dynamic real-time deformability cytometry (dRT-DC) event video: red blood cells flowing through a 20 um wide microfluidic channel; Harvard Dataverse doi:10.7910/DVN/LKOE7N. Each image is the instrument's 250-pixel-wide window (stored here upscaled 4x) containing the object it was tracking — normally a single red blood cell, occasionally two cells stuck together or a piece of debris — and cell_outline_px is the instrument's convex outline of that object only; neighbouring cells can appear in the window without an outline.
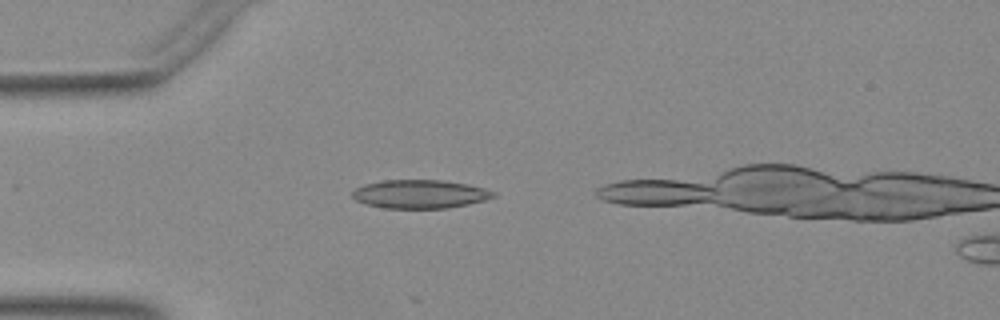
{"species": "Egyptian fruit bat (a non-hibernating species)", "species_latin": "Rousettus aegyptiacus", "temperature_condition": "warm", "stored_images_in_passage": 19, "camera_frame_rate_fps": 3000, "um_per_image_px": 0.085, "animal": {"sex": "female"}, "frame": {"image": 1, "passage_image": 3, "time_ms": 0.667, "image_size_px": [1000, 320], "cell_outline_px": [[496, 196], [484, 200], [468, 204], [448, 208], [384, 208], [364, 204], [356, 200], [352, 196], [352, 192], [356, 188], [364, 184], [384, 180], [444, 180], [468, 184], [484, 188], [496, 192]], "centroid_in_image_um": [35.69, 16.49], "position_along_channel_um": 49.3, "area_um2": 23.52}}
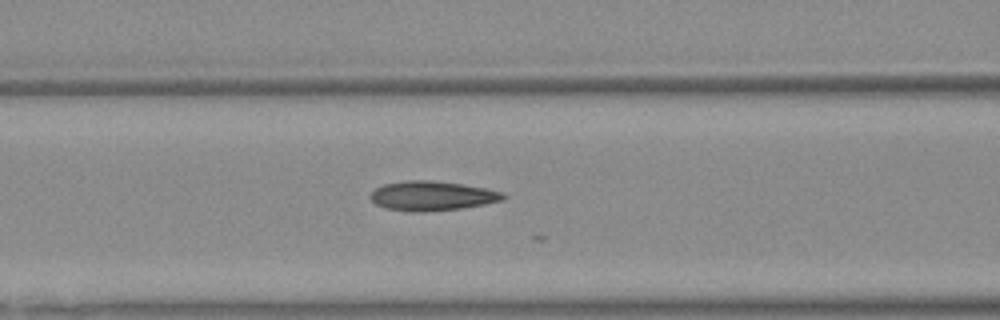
{"frame": {"image": 2, "passage_image": 10, "time_ms": 3.0, "image_size_px": [1000, 320], "cell_outline_px": [[508, 196], [504, 200], [484, 204], [460, 208], [420, 212], [388, 208], [376, 204], [368, 196], [376, 188], [384, 184], [404, 180], [428, 180], [460, 184], [484, 188], [504, 192]], "centroid_in_image_um": [36.74, 16.64], "position_along_channel_um": 129.9, "area_um2": 22.54}}
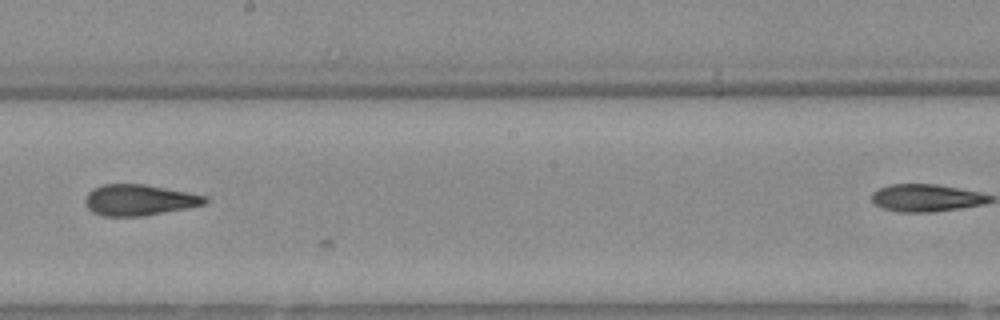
{"frame": {"image": 3, "passage_image": 18, "time_ms": 5.667, "image_size_px": [1000, 320], "cell_outline_px": [[208, 200], [204, 204], [184, 208], [140, 216], [104, 216], [92, 212], [84, 204], [84, 200], [88, 192], [92, 188], [104, 184], [144, 184], [208, 196]], "centroid_in_image_um": [11.77, 16.99], "position_along_channel_um": 236.4, "area_um2": 21.44}}